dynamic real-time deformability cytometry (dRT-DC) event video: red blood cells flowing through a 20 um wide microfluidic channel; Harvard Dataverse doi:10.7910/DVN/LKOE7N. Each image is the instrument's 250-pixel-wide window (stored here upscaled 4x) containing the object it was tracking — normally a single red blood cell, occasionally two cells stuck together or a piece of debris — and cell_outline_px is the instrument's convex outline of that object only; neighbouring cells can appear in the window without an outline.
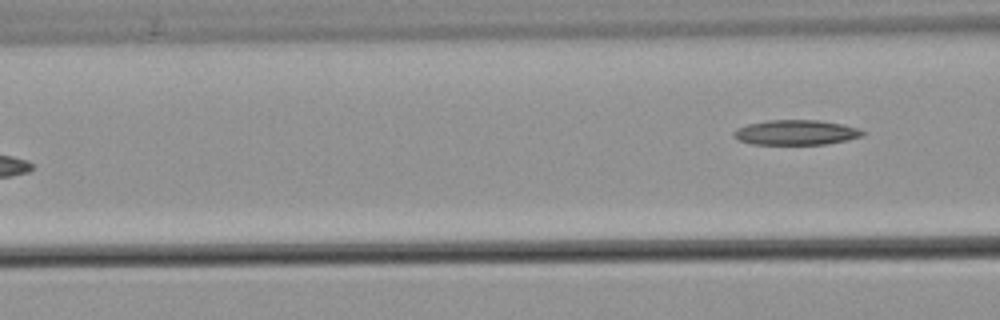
{"species": "common noctule bat (a hibernating species)", "species_latin": "Nyctalus noctula", "temperature_condition": "warm", "stored_images_in_passage": 7, "camera_frame_rate_fps": 3000, "um_per_image_px": 0.085, "animal": {"sex": "male", "body_mass_g": 21.5, "forearm_length_mm": 52.0}, "frame": {"image": 1, "passage_image": 7, "time_ms": 8.0, "image_size_px": [1000, 320], "cell_outline_px": [[864, 136], [848, 140], [828, 144], [752, 144], [740, 140], [732, 136], [732, 132], [736, 128], [748, 124], [768, 120], [820, 120], [844, 124], [860, 128], [864, 132]], "centroid_in_image_um": [67.69, 11.25], "position_along_channel_um": 98.9, "area_um2": 18.96}}